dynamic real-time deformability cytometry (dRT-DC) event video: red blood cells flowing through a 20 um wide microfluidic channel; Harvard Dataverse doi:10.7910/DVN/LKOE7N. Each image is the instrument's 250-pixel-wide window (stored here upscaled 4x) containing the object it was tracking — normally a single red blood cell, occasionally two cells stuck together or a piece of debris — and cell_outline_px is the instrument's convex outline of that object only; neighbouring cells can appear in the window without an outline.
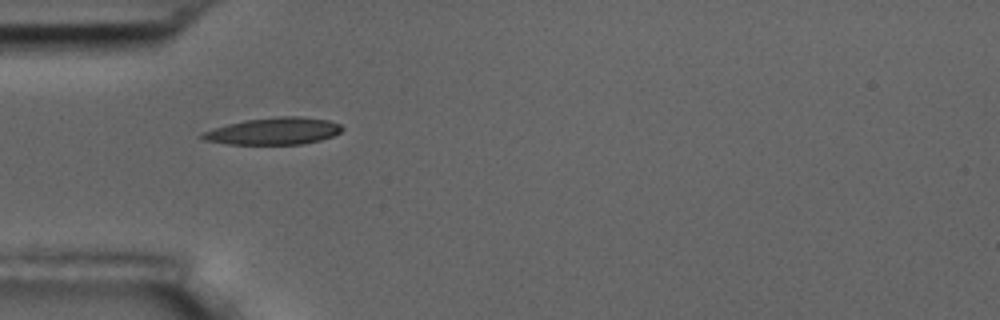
{"species": "common noctule bat (a hibernating species)", "species_latin": "Nyctalus noctula", "temperature_condition": "room temperature", "stored_images_in_passage": 11, "camera_frame_rate_fps": 3000, "um_per_image_px": 0.085, "animal": {"sex": "male", "body_mass_g": 17.5, "forearm_length_mm": 52.3}, "frame": {"image": 1, "passage_image": 1, "time_ms": 0.0, "image_size_px": [1000, 320], "cell_outline_px": [[344, 128], [340, 132], [332, 136], [320, 140], [300, 144], [228, 144], [204, 140], [200, 136], [200, 132], [212, 128], [244, 120], [276, 116], [300, 116], [328, 120], [340, 124]], "centroid_in_image_um": [23.24, 11.13], "position_along_channel_um": 61.8, "area_um2": 22.08}}
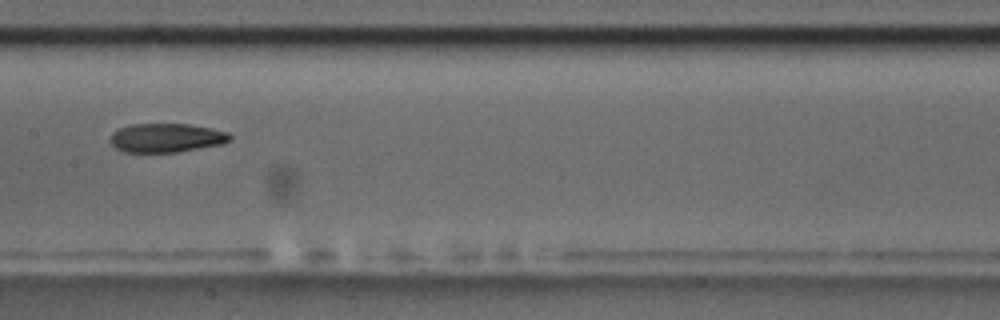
{"frame": {"image": 2, "passage_image": 4, "time_ms": 3.667, "image_size_px": [1000, 320], "cell_outline_px": [[232, 136], [228, 140], [220, 144], [176, 152], [124, 152], [116, 148], [108, 140], [112, 132], [120, 128], [132, 124], [188, 124], [212, 128], [228, 132]], "centroid_in_image_um": [14.09, 11.71], "position_along_channel_um": 193.3, "area_um2": 20.06}}
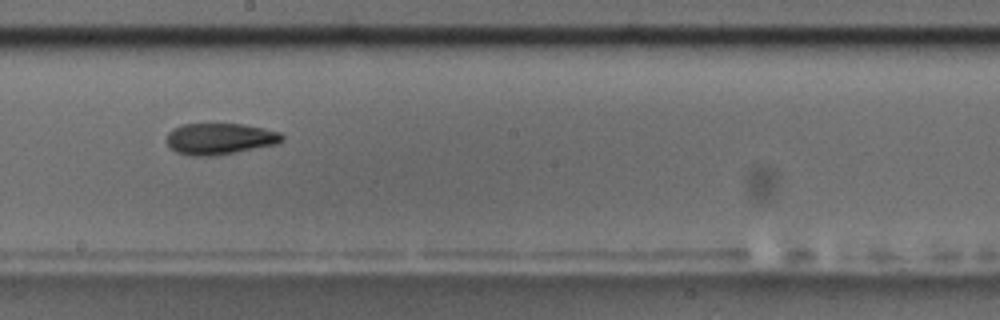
{"frame": {"image": 3, "passage_image": 5, "time_ms": 4.667, "image_size_px": [1000, 320], "cell_outline_px": [[284, 140], [276, 144], [216, 156], [188, 156], [176, 152], [164, 140], [168, 132], [172, 128], [180, 124], [240, 124], [264, 128], [280, 132], [284, 136]], "centroid_in_image_um": [18.64, 11.8], "position_along_channel_um": 229.6, "area_um2": 21.33}, "authors_computed_cell_mechanics": {"area_um2": 21.097, "velocity_mm_per_s": 3.6407, "shape_relaxation_time_tau1_ms": null, "shape_relaxation_time_tau2_ms": 3.167, "deformation_change_tau1": null, "deformation_change_tau2": 0.0994}}